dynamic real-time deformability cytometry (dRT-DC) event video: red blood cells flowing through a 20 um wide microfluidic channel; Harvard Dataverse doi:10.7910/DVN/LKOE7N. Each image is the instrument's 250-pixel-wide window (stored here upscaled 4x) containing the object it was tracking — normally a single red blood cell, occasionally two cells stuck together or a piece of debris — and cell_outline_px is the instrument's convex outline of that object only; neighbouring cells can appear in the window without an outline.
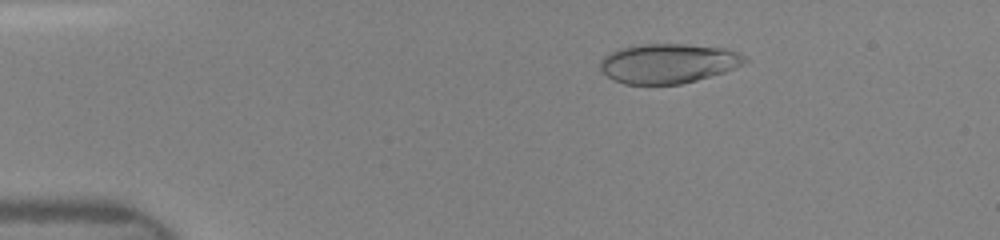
{"species": "human", "species_latin": "Homo sapiens", "temperature_condition": "room temperature", "stored_images_in_passage": 12, "camera_frame_rate_fps": 3000, "um_per_image_px": 0.085, "donor": {"sex": "female"}, "frame": {"image": 1, "passage_image": 4, "time_ms": 2.333, "image_size_px": [1000, 240], "cell_outline_px": [[748, 60], [744, 64], [724, 72], [696, 80], [680, 84], [624, 84], [608, 76], [600, 68], [600, 60], [608, 52], [620, 48], [640, 44], [684, 44], [724, 48], [736, 52], [744, 56]], "centroid_in_image_um": [56.78, 5.38], "position_along_channel_um": 28.2, "area_um2": 33.23}}
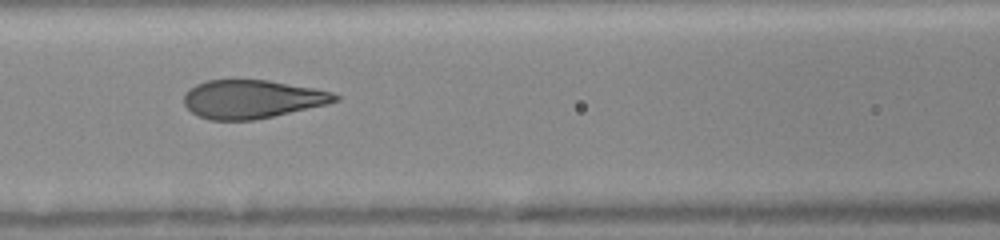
{"frame": {"image": 2, "passage_image": 9, "time_ms": 6.667, "image_size_px": [1000, 240], "cell_outline_px": [[340, 100], [328, 104], [272, 116], [252, 120], [208, 120], [192, 112], [184, 104], [184, 96], [196, 84], [208, 80], [268, 80], [312, 88], [332, 92], [340, 96]], "centroid_in_image_um": [21.44, 8.43], "position_along_channel_um": 145.2, "area_um2": 33.47}}
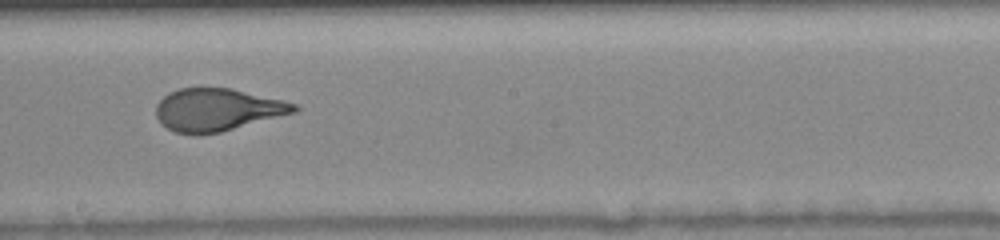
{"frame": {"image": 3, "passage_image": 11, "time_ms": 8.667, "image_size_px": [1000, 240], "cell_outline_px": [[300, 108], [296, 112], [220, 132], [196, 136], [176, 132], [160, 124], [156, 116], [156, 104], [168, 92], [180, 88], [232, 88], [284, 100], [296, 104]], "centroid_in_image_um": [18.45, 9.33], "position_along_channel_um": 229.7, "area_um2": 34.45}}